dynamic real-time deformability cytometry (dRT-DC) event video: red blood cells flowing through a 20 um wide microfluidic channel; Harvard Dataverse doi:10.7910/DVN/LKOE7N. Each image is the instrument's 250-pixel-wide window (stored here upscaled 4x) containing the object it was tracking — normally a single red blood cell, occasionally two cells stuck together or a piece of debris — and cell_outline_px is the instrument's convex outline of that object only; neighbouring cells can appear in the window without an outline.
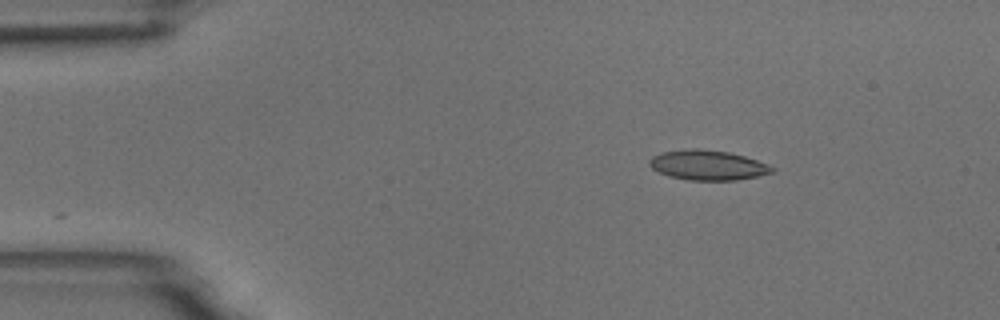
{"species": "common noctule bat (a hibernating species)", "species_latin": "Nyctalus noctula", "temperature_condition": "room temperature", "stored_images_in_passage": 32, "camera_frame_rate_fps": 3000, "um_per_image_px": 0.085, "animal": {"sex": "male", "body_mass_g": 18.8}, "frame": {"image": 1, "passage_image": 1, "time_ms": 0.0, "image_size_px": [1000, 320], "cell_outline_px": [[776, 168], [772, 172], [756, 176], [736, 180], [688, 180], [668, 176], [652, 168], [648, 164], [648, 160], [652, 156], [664, 152], [688, 148], [700, 148], [728, 152], [744, 156], [768, 164]], "centroid_in_image_um": [60.13, 14.03], "position_along_channel_um": 24.9, "area_um2": 21.33}}
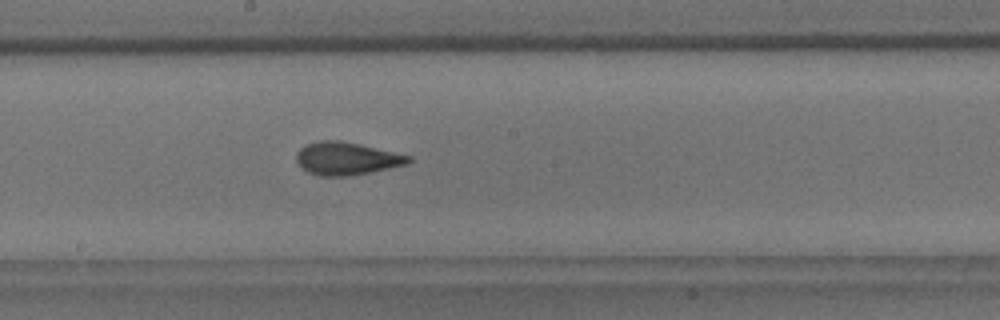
{"frame": {"image": 2, "passage_image": 22, "time_ms": 7.0, "image_size_px": [1000, 320], "cell_outline_px": [[412, 160], [408, 164], [372, 172], [348, 176], [320, 176], [308, 172], [296, 160], [296, 152], [304, 144], [320, 140], [340, 140], [360, 144], [412, 156]], "centroid_in_image_um": [29.47, 13.47], "position_along_channel_um": 218.7, "area_um2": 21.56}}
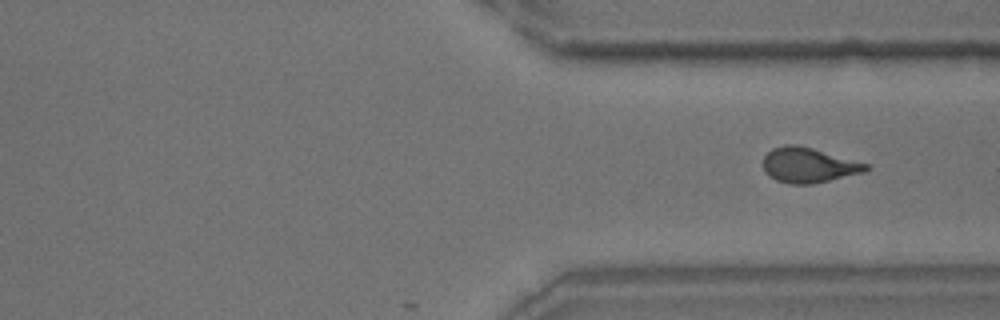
{"frame": {"image": 3, "passage_image": 32, "time_ms": 10.333, "image_size_px": [1000, 320], "cell_outline_px": [[872, 168], [864, 172], [812, 184], [788, 184], [776, 180], [768, 176], [764, 172], [764, 156], [772, 148], [784, 144], [796, 144], [812, 148], [872, 164]], "centroid_in_image_um": [68.76, 14.03], "position_along_channel_um": 342.6, "area_um2": 21.27}}